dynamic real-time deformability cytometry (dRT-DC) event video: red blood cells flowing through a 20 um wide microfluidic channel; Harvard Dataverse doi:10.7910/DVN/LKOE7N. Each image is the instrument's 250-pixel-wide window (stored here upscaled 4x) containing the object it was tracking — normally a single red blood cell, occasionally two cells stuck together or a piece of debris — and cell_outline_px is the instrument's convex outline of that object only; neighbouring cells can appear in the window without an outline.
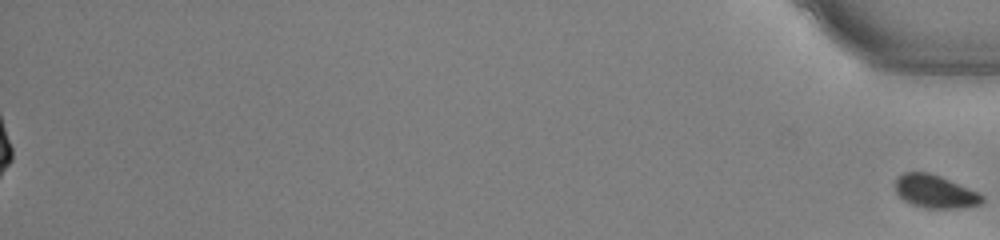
{"species": "common noctule bat (a hibernating species)", "species_latin": "Nyctalus noctula", "temperature_condition": "warm", "stored_images_in_passage": 55, "segment_of_instrument_passage": [2, 2], "camera_frame_rate_fps": 3000, "um_per_image_px": 0.085, "animal": {"sex": "male", "body_mass_g": 13.0, "forearm_length_mm": 53.1}, "frame": {"image": 1, "passage_image": 55, "time_ms": 18.0, "image_size_px": [1000, 240], "cell_outline_px": [[984, 200], [980, 204], [968, 208], [924, 208], [912, 204], [904, 200], [896, 192], [896, 180], [904, 172], [928, 172], [940, 176], [980, 192], [984, 196]], "centroid_in_image_um": [79.54, 16.29], "position_along_channel_um": 355.7, "area_um2": 16.82}}